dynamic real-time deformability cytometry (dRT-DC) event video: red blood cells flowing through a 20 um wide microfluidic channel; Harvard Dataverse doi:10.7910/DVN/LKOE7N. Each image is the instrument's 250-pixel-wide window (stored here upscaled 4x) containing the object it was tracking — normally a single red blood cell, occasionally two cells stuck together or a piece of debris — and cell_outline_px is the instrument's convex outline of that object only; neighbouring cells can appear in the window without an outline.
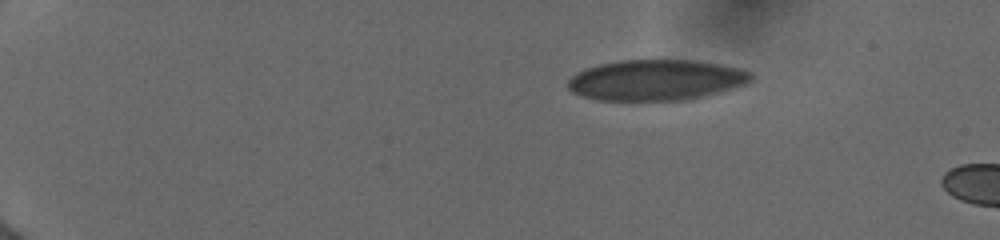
{"species": "human", "species_latin": "Homo sapiens", "temperature_condition": "cold", "stored_images_in_passage": 4, "camera_frame_rate_fps": 3000, "um_per_image_px": 0.085, "donor": {"sex": "female"}, "frame": {"image": 1, "passage_image": 1, "time_ms": 0.0, "image_size_px": [1000, 240], "cell_outline_px": [[752, 76], [744, 84], [716, 92], [684, 100], [596, 100], [572, 92], [568, 88], [568, 80], [576, 72], [584, 68], [600, 64], [620, 60], [692, 60], [720, 64], [740, 68], [752, 72]], "centroid_in_image_um": [55.7, 6.79], "position_along_channel_um": 29.3, "area_um2": 43.06}}